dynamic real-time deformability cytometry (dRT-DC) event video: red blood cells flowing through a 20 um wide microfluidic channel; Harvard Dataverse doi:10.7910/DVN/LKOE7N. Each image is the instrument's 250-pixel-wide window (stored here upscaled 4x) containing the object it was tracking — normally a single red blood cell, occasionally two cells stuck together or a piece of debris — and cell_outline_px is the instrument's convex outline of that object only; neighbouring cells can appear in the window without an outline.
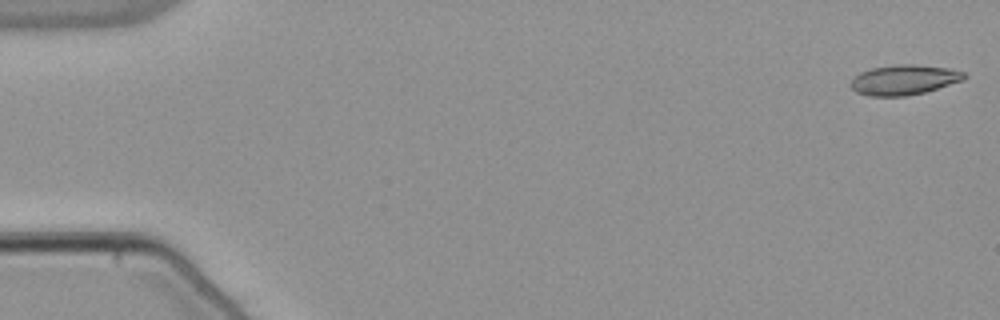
{"species": "common noctule bat (a hibernating species)", "species_latin": "Nyctalus noctula", "temperature_condition": "warm", "stored_images_in_passage": 53, "camera_frame_rate_fps": 3000, "um_per_image_px": 0.085, "animal": {"sex": "male", "body_mass_g": 21.5, "forearm_length_mm": 52.0}, "frame": {"image": 1, "passage_image": 1, "time_ms": 0.0, "image_size_px": [1000, 320], "cell_outline_px": [[968, 76], [964, 80], [924, 92], [904, 96], [868, 96], [856, 92], [848, 84], [860, 72], [872, 68], [896, 64], [912, 64], [948, 68], [964, 72]], "centroid_in_image_um": [76.83, 6.78], "position_along_channel_um": 8.2, "area_um2": 19.83}}
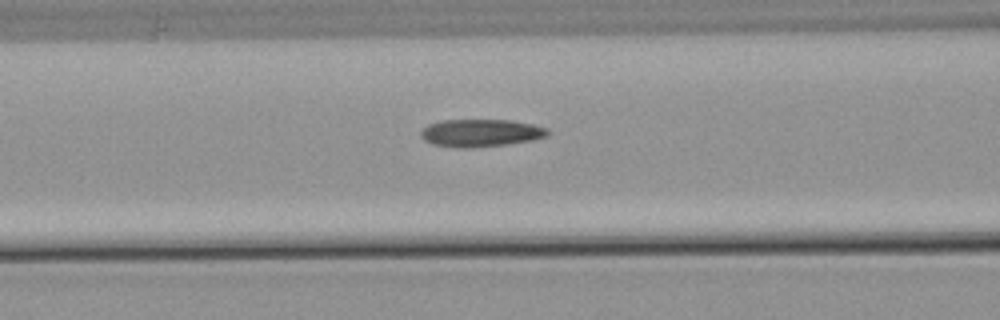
{"frame": {"image": 2, "passage_image": 22, "time_ms": 7.0, "image_size_px": [1000, 320], "cell_outline_px": [[548, 136], [532, 140], [504, 144], [472, 148], [460, 148], [432, 144], [424, 140], [420, 136], [420, 132], [428, 124], [440, 120], [512, 120], [532, 124], [548, 128]], "centroid_in_image_um": [40.84, 11.29], "position_along_channel_um": 125.8, "area_um2": 20.4}}
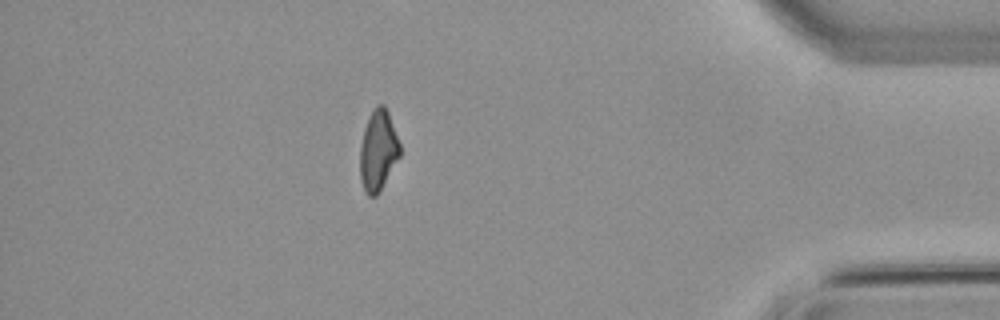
{"frame": {"image": 3, "passage_image": 47, "time_ms": 15.333, "image_size_px": [1000, 320], "cell_outline_px": [[400, 156], [376, 196], [368, 196], [364, 192], [360, 180], [360, 144], [364, 128], [368, 116], [376, 104], [384, 104], [388, 112], [400, 144]], "centroid_in_image_um": [32.12, 12.78], "position_along_channel_um": 403.1, "area_um2": 18.79}, "authors_computed_cell_mechanics": {"area_um2": 19.9988, "velocity_mm_per_s": 3.8443, "shape_relaxation_time_tau1_ms": null, "shape_relaxation_time_tau2_ms": 5.4972, "deformation_change_tau1": null, "deformation_change_tau2": 0.1608}}